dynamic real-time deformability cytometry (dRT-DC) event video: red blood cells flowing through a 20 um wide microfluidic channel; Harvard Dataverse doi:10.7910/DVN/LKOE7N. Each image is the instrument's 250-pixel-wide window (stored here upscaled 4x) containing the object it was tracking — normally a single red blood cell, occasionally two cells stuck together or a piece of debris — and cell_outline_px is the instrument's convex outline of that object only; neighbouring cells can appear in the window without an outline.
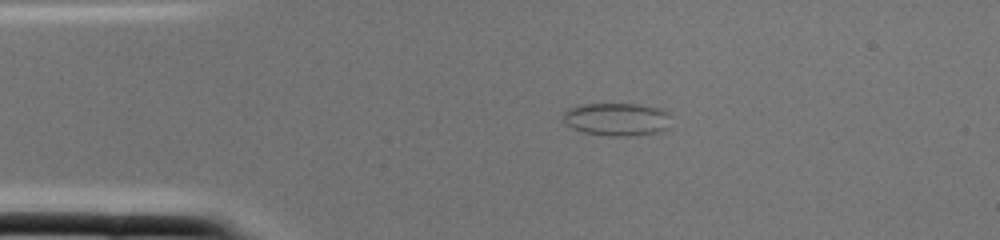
{"species": "common noctule bat (a hibernating species)", "species_latin": "Nyctalus noctula", "temperature_condition": "cold", "stored_images_in_passage": 1, "camera_frame_rate_fps": 3000, "um_per_image_px": 0.085, "animal": {"sex": "female", "body_mass_g": 22.0, "forearm_length_mm": 56.7}, "frame": {"image": 1, "passage_image": 1, "time_ms": 0.0, "image_size_px": [1000, 240], "cell_outline_px": [[672, 116], [668, 128], [656, 132], [628, 136], [608, 136], [584, 132], [572, 128], [564, 120], [564, 112], [568, 108], [580, 104], [640, 104], [656, 108], [668, 112]], "centroid_in_image_um": [52.45, 10.13], "position_along_channel_um": 32.6, "area_um2": 20.69}}